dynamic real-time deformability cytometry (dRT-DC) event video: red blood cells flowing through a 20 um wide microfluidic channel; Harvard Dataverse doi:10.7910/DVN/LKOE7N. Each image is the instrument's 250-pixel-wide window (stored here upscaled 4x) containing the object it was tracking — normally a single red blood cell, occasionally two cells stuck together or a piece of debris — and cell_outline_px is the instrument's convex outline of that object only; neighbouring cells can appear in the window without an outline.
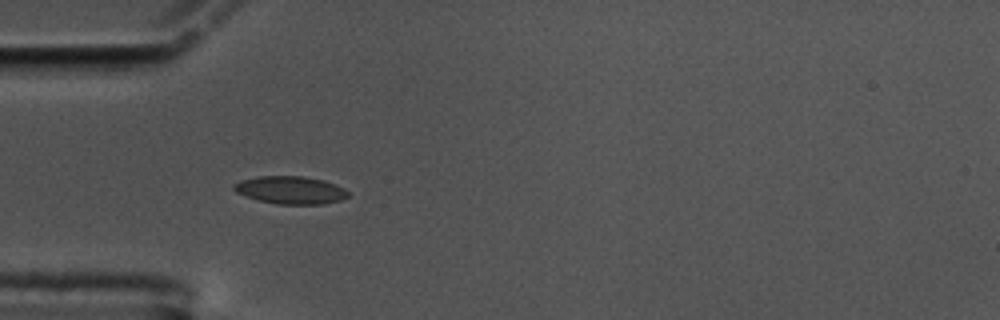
{"species": "common noctule bat (a hibernating species)", "species_latin": "Nyctalus noctula", "temperature_condition": "cold", "stored_images_in_passage": 23, "camera_frame_rate_fps": 3000, "um_per_image_px": 0.085, "animal": {"sex": "male", "body_mass_g": 17.5, "forearm_length_mm": 52.3}, "frame": {"image": 1, "passage_image": 17, "time_ms": 5.333, "image_size_px": [1000, 320], "cell_outline_px": [[348, 196], [340, 200], [324, 204], [276, 204], [256, 200], [236, 192], [232, 188], [232, 184], [240, 180], [260, 176], [304, 176], [324, 180], [336, 184], [344, 188], [348, 192]], "centroid_in_image_um": [24.67, 16.15], "position_along_channel_um": 60.3, "area_um2": 18.61}}
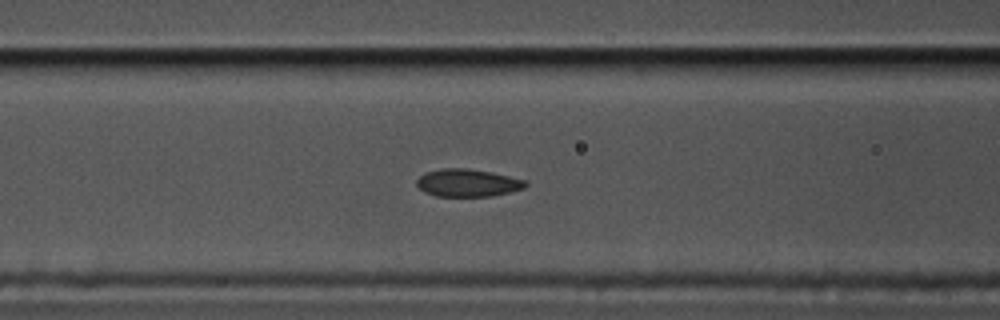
{"frame": {"image": 2, "passage_image": 23, "time_ms": 7.333, "image_size_px": [1000, 320], "cell_outline_px": [[528, 184], [524, 188], [508, 192], [488, 196], [436, 196], [424, 192], [416, 184], [416, 180], [424, 172], [444, 168], [464, 168], [492, 172], [524, 180]], "centroid_in_image_um": [39.7, 15.54], "position_along_channel_um": 126.9, "area_um2": 17.34}}